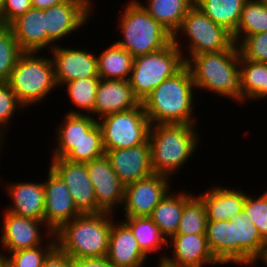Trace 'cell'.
<instances>
[{
    "label": "cell",
    "mask_w": 267,
    "mask_h": 267,
    "mask_svg": "<svg viewBox=\"0 0 267 267\" xmlns=\"http://www.w3.org/2000/svg\"><path fill=\"white\" fill-rule=\"evenodd\" d=\"M105 154L124 186L154 174L149 140L130 148L107 150Z\"/></svg>",
    "instance_id": "e0dca14e"
},
{
    "label": "cell",
    "mask_w": 267,
    "mask_h": 267,
    "mask_svg": "<svg viewBox=\"0 0 267 267\" xmlns=\"http://www.w3.org/2000/svg\"><path fill=\"white\" fill-rule=\"evenodd\" d=\"M97 123L101 128L104 151L144 144L151 125L142 103L136 108L105 115Z\"/></svg>",
    "instance_id": "9c48e42d"
},
{
    "label": "cell",
    "mask_w": 267,
    "mask_h": 267,
    "mask_svg": "<svg viewBox=\"0 0 267 267\" xmlns=\"http://www.w3.org/2000/svg\"><path fill=\"white\" fill-rule=\"evenodd\" d=\"M72 258L55 247L45 258L42 267H71Z\"/></svg>",
    "instance_id": "7bdbcfd3"
},
{
    "label": "cell",
    "mask_w": 267,
    "mask_h": 267,
    "mask_svg": "<svg viewBox=\"0 0 267 267\" xmlns=\"http://www.w3.org/2000/svg\"><path fill=\"white\" fill-rule=\"evenodd\" d=\"M88 176L93 185L97 206L103 212L116 213L124 202L125 186L114 172L109 158L103 156L86 163Z\"/></svg>",
    "instance_id": "5bb4252c"
},
{
    "label": "cell",
    "mask_w": 267,
    "mask_h": 267,
    "mask_svg": "<svg viewBox=\"0 0 267 267\" xmlns=\"http://www.w3.org/2000/svg\"><path fill=\"white\" fill-rule=\"evenodd\" d=\"M104 154L101 128L96 123L63 158L71 162L87 163Z\"/></svg>",
    "instance_id": "d590c367"
},
{
    "label": "cell",
    "mask_w": 267,
    "mask_h": 267,
    "mask_svg": "<svg viewBox=\"0 0 267 267\" xmlns=\"http://www.w3.org/2000/svg\"><path fill=\"white\" fill-rule=\"evenodd\" d=\"M240 71L243 102L267 99V63L240 58Z\"/></svg>",
    "instance_id": "1f68e13d"
},
{
    "label": "cell",
    "mask_w": 267,
    "mask_h": 267,
    "mask_svg": "<svg viewBox=\"0 0 267 267\" xmlns=\"http://www.w3.org/2000/svg\"><path fill=\"white\" fill-rule=\"evenodd\" d=\"M45 242L46 245L21 249L7 254L6 265L8 267H42L45 258L56 247L55 239H47Z\"/></svg>",
    "instance_id": "74e56055"
},
{
    "label": "cell",
    "mask_w": 267,
    "mask_h": 267,
    "mask_svg": "<svg viewBox=\"0 0 267 267\" xmlns=\"http://www.w3.org/2000/svg\"><path fill=\"white\" fill-rule=\"evenodd\" d=\"M141 250L148 256L167 247V238L150 217H124ZM165 246V247H163Z\"/></svg>",
    "instance_id": "4dcf8cb0"
},
{
    "label": "cell",
    "mask_w": 267,
    "mask_h": 267,
    "mask_svg": "<svg viewBox=\"0 0 267 267\" xmlns=\"http://www.w3.org/2000/svg\"><path fill=\"white\" fill-rule=\"evenodd\" d=\"M180 36L187 38V53L184 50V44L181 46ZM173 41L182 51L185 60L191 55L226 50L235 43L231 32L213 22L195 4L183 18L181 27L173 36Z\"/></svg>",
    "instance_id": "ba28073f"
},
{
    "label": "cell",
    "mask_w": 267,
    "mask_h": 267,
    "mask_svg": "<svg viewBox=\"0 0 267 267\" xmlns=\"http://www.w3.org/2000/svg\"><path fill=\"white\" fill-rule=\"evenodd\" d=\"M21 50L9 26L0 25V81H8Z\"/></svg>",
    "instance_id": "8d00e7d4"
},
{
    "label": "cell",
    "mask_w": 267,
    "mask_h": 267,
    "mask_svg": "<svg viewBox=\"0 0 267 267\" xmlns=\"http://www.w3.org/2000/svg\"><path fill=\"white\" fill-rule=\"evenodd\" d=\"M195 90L191 72L185 65L152 90L142 102L150 124H196L199 118L193 114L197 99Z\"/></svg>",
    "instance_id": "7a4b0ae2"
},
{
    "label": "cell",
    "mask_w": 267,
    "mask_h": 267,
    "mask_svg": "<svg viewBox=\"0 0 267 267\" xmlns=\"http://www.w3.org/2000/svg\"><path fill=\"white\" fill-rule=\"evenodd\" d=\"M6 0H0V15Z\"/></svg>",
    "instance_id": "f907efd6"
},
{
    "label": "cell",
    "mask_w": 267,
    "mask_h": 267,
    "mask_svg": "<svg viewBox=\"0 0 267 267\" xmlns=\"http://www.w3.org/2000/svg\"><path fill=\"white\" fill-rule=\"evenodd\" d=\"M71 267H114L105 257L72 258Z\"/></svg>",
    "instance_id": "ee69618b"
},
{
    "label": "cell",
    "mask_w": 267,
    "mask_h": 267,
    "mask_svg": "<svg viewBox=\"0 0 267 267\" xmlns=\"http://www.w3.org/2000/svg\"><path fill=\"white\" fill-rule=\"evenodd\" d=\"M92 0H65L43 10L45 14V29L47 32L48 52L57 46V41L78 32L87 24L94 11ZM92 6V7H91ZM56 41V42H55Z\"/></svg>",
    "instance_id": "30bf717a"
},
{
    "label": "cell",
    "mask_w": 267,
    "mask_h": 267,
    "mask_svg": "<svg viewBox=\"0 0 267 267\" xmlns=\"http://www.w3.org/2000/svg\"><path fill=\"white\" fill-rule=\"evenodd\" d=\"M50 168L68 187L77 210L81 214L103 212L98 206L95 191L88 176L86 163L71 162L64 158H51Z\"/></svg>",
    "instance_id": "4fadbf2b"
},
{
    "label": "cell",
    "mask_w": 267,
    "mask_h": 267,
    "mask_svg": "<svg viewBox=\"0 0 267 267\" xmlns=\"http://www.w3.org/2000/svg\"><path fill=\"white\" fill-rule=\"evenodd\" d=\"M134 57L115 42L97 55L100 79L129 80Z\"/></svg>",
    "instance_id": "83f0119b"
},
{
    "label": "cell",
    "mask_w": 267,
    "mask_h": 267,
    "mask_svg": "<svg viewBox=\"0 0 267 267\" xmlns=\"http://www.w3.org/2000/svg\"><path fill=\"white\" fill-rule=\"evenodd\" d=\"M176 193L170 190L150 215L167 240L176 234L184 209V192Z\"/></svg>",
    "instance_id": "f1b7e54d"
},
{
    "label": "cell",
    "mask_w": 267,
    "mask_h": 267,
    "mask_svg": "<svg viewBox=\"0 0 267 267\" xmlns=\"http://www.w3.org/2000/svg\"><path fill=\"white\" fill-rule=\"evenodd\" d=\"M228 188L215 185L210 190L197 194L205 205L208 220L230 221L243 210L246 192L239 188L237 190Z\"/></svg>",
    "instance_id": "cb8c5ba5"
},
{
    "label": "cell",
    "mask_w": 267,
    "mask_h": 267,
    "mask_svg": "<svg viewBox=\"0 0 267 267\" xmlns=\"http://www.w3.org/2000/svg\"><path fill=\"white\" fill-rule=\"evenodd\" d=\"M259 2H261L263 5L267 6V0H257Z\"/></svg>",
    "instance_id": "816d5d0a"
},
{
    "label": "cell",
    "mask_w": 267,
    "mask_h": 267,
    "mask_svg": "<svg viewBox=\"0 0 267 267\" xmlns=\"http://www.w3.org/2000/svg\"><path fill=\"white\" fill-rule=\"evenodd\" d=\"M231 221L235 223V264L257 267L255 265L265 256L267 243L244 210Z\"/></svg>",
    "instance_id": "d6986e66"
},
{
    "label": "cell",
    "mask_w": 267,
    "mask_h": 267,
    "mask_svg": "<svg viewBox=\"0 0 267 267\" xmlns=\"http://www.w3.org/2000/svg\"><path fill=\"white\" fill-rule=\"evenodd\" d=\"M7 82L25 109L43 102L58 87L52 59L38 52H24Z\"/></svg>",
    "instance_id": "8992f818"
},
{
    "label": "cell",
    "mask_w": 267,
    "mask_h": 267,
    "mask_svg": "<svg viewBox=\"0 0 267 267\" xmlns=\"http://www.w3.org/2000/svg\"><path fill=\"white\" fill-rule=\"evenodd\" d=\"M263 32H267V6L257 0H247L233 34L234 42L238 45L246 36Z\"/></svg>",
    "instance_id": "d6a6232c"
},
{
    "label": "cell",
    "mask_w": 267,
    "mask_h": 267,
    "mask_svg": "<svg viewBox=\"0 0 267 267\" xmlns=\"http://www.w3.org/2000/svg\"><path fill=\"white\" fill-rule=\"evenodd\" d=\"M247 0H195L199 7L213 22L223 26L232 35L237 30L241 12Z\"/></svg>",
    "instance_id": "f546056e"
},
{
    "label": "cell",
    "mask_w": 267,
    "mask_h": 267,
    "mask_svg": "<svg viewBox=\"0 0 267 267\" xmlns=\"http://www.w3.org/2000/svg\"><path fill=\"white\" fill-rule=\"evenodd\" d=\"M207 215L202 199L184 191V209L176 234H206Z\"/></svg>",
    "instance_id": "836d02e7"
},
{
    "label": "cell",
    "mask_w": 267,
    "mask_h": 267,
    "mask_svg": "<svg viewBox=\"0 0 267 267\" xmlns=\"http://www.w3.org/2000/svg\"><path fill=\"white\" fill-rule=\"evenodd\" d=\"M65 0H31L32 7L41 10L48 9L54 5L63 3Z\"/></svg>",
    "instance_id": "f6af8a7d"
},
{
    "label": "cell",
    "mask_w": 267,
    "mask_h": 267,
    "mask_svg": "<svg viewBox=\"0 0 267 267\" xmlns=\"http://www.w3.org/2000/svg\"><path fill=\"white\" fill-rule=\"evenodd\" d=\"M156 267H186V266L176 265L168 261L166 258H160L158 261V266Z\"/></svg>",
    "instance_id": "bcb514c9"
},
{
    "label": "cell",
    "mask_w": 267,
    "mask_h": 267,
    "mask_svg": "<svg viewBox=\"0 0 267 267\" xmlns=\"http://www.w3.org/2000/svg\"><path fill=\"white\" fill-rule=\"evenodd\" d=\"M49 52L58 88L69 81L99 77L97 55L92 51L57 45Z\"/></svg>",
    "instance_id": "9a60e30c"
},
{
    "label": "cell",
    "mask_w": 267,
    "mask_h": 267,
    "mask_svg": "<svg viewBox=\"0 0 267 267\" xmlns=\"http://www.w3.org/2000/svg\"><path fill=\"white\" fill-rule=\"evenodd\" d=\"M122 6L125 8L118 30L123 34V39L114 42L134 58L161 50L173 41V35L136 0H129Z\"/></svg>",
    "instance_id": "5b68a950"
},
{
    "label": "cell",
    "mask_w": 267,
    "mask_h": 267,
    "mask_svg": "<svg viewBox=\"0 0 267 267\" xmlns=\"http://www.w3.org/2000/svg\"><path fill=\"white\" fill-rule=\"evenodd\" d=\"M61 124L56 127V147L51 158H63L75 144L97 123L90 114L66 113Z\"/></svg>",
    "instance_id": "d4e9b609"
},
{
    "label": "cell",
    "mask_w": 267,
    "mask_h": 267,
    "mask_svg": "<svg viewBox=\"0 0 267 267\" xmlns=\"http://www.w3.org/2000/svg\"><path fill=\"white\" fill-rule=\"evenodd\" d=\"M11 205L5 210L18 216L44 221L45 190L43 182H18L6 185Z\"/></svg>",
    "instance_id": "7402d4cb"
},
{
    "label": "cell",
    "mask_w": 267,
    "mask_h": 267,
    "mask_svg": "<svg viewBox=\"0 0 267 267\" xmlns=\"http://www.w3.org/2000/svg\"><path fill=\"white\" fill-rule=\"evenodd\" d=\"M185 65L182 51L174 41L161 50L135 57L129 78L134 96L142 103L152 90Z\"/></svg>",
    "instance_id": "52a82bcc"
},
{
    "label": "cell",
    "mask_w": 267,
    "mask_h": 267,
    "mask_svg": "<svg viewBox=\"0 0 267 267\" xmlns=\"http://www.w3.org/2000/svg\"><path fill=\"white\" fill-rule=\"evenodd\" d=\"M170 182L172 178L168 176L152 174L127 184L122 205L123 217H150L153 209L171 190Z\"/></svg>",
    "instance_id": "8fae6325"
},
{
    "label": "cell",
    "mask_w": 267,
    "mask_h": 267,
    "mask_svg": "<svg viewBox=\"0 0 267 267\" xmlns=\"http://www.w3.org/2000/svg\"><path fill=\"white\" fill-rule=\"evenodd\" d=\"M136 1L174 36L195 0H146L145 5Z\"/></svg>",
    "instance_id": "4316f807"
},
{
    "label": "cell",
    "mask_w": 267,
    "mask_h": 267,
    "mask_svg": "<svg viewBox=\"0 0 267 267\" xmlns=\"http://www.w3.org/2000/svg\"><path fill=\"white\" fill-rule=\"evenodd\" d=\"M237 46L240 58L267 63V32L246 36Z\"/></svg>",
    "instance_id": "ab89813d"
},
{
    "label": "cell",
    "mask_w": 267,
    "mask_h": 267,
    "mask_svg": "<svg viewBox=\"0 0 267 267\" xmlns=\"http://www.w3.org/2000/svg\"><path fill=\"white\" fill-rule=\"evenodd\" d=\"M30 8L31 0H6L0 15V25L9 26Z\"/></svg>",
    "instance_id": "b9f144b4"
},
{
    "label": "cell",
    "mask_w": 267,
    "mask_h": 267,
    "mask_svg": "<svg viewBox=\"0 0 267 267\" xmlns=\"http://www.w3.org/2000/svg\"><path fill=\"white\" fill-rule=\"evenodd\" d=\"M2 215L3 222L1 227L3 228H1L0 244L3 246L2 249H4L5 255L21 249L44 245L43 241L46 239H55L53 232L42 220L18 216L7 210ZM42 226L43 229L46 227L45 236L40 230Z\"/></svg>",
    "instance_id": "7c38bea8"
},
{
    "label": "cell",
    "mask_w": 267,
    "mask_h": 267,
    "mask_svg": "<svg viewBox=\"0 0 267 267\" xmlns=\"http://www.w3.org/2000/svg\"><path fill=\"white\" fill-rule=\"evenodd\" d=\"M5 266H6V255L3 253V249L1 250L0 248V267H5Z\"/></svg>",
    "instance_id": "7dc6e473"
},
{
    "label": "cell",
    "mask_w": 267,
    "mask_h": 267,
    "mask_svg": "<svg viewBox=\"0 0 267 267\" xmlns=\"http://www.w3.org/2000/svg\"><path fill=\"white\" fill-rule=\"evenodd\" d=\"M106 257L114 267H144L149 256L141 250L130 228L121 220H113Z\"/></svg>",
    "instance_id": "44dd1931"
},
{
    "label": "cell",
    "mask_w": 267,
    "mask_h": 267,
    "mask_svg": "<svg viewBox=\"0 0 267 267\" xmlns=\"http://www.w3.org/2000/svg\"><path fill=\"white\" fill-rule=\"evenodd\" d=\"M185 62L197 90L243 103L240 52L236 43L219 52L191 55Z\"/></svg>",
    "instance_id": "6da1fadb"
},
{
    "label": "cell",
    "mask_w": 267,
    "mask_h": 267,
    "mask_svg": "<svg viewBox=\"0 0 267 267\" xmlns=\"http://www.w3.org/2000/svg\"><path fill=\"white\" fill-rule=\"evenodd\" d=\"M206 238L210 251L220 265L235 264L234 221H207Z\"/></svg>",
    "instance_id": "484cf974"
},
{
    "label": "cell",
    "mask_w": 267,
    "mask_h": 267,
    "mask_svg": "<svg viewBox=\"0 0 267 267\" xmlns=\"http://www.w3.org/2000/svg\"><path fill=\"white\" fill-rule=\"evenodd\" d=\"M5 138H6V134L0 131V154H1V148H4L2 146L4 145Z\"/></svg>",
    "instance_id": "c3c4849f"
},
{
    "label": "cell",
    "mask_w": 267,
    "mask_h": 267,
    "mask_svg": "<svg viewBox=\"0 0 267 267\" xmlns=\"http://www.w3.org/2000/svg\"><path fill=\"white\" fill-rule=\"evenodd\" d=\"M261 262H263V264L265 265V267H267V249H266V253L264 258L261 260Z\"/></svg>",
    "instance_id": "681fc988"
},
{
    "label": "cell",
    "mask_w": 267,
    "mask_h": 267,
    "mask_svg": "<svg viewBox=\"0 0 267 267\" xmlns=\"http://www.w3.org/2000/svg\"><path fill=\"white\" fill-rule=\"evenodd\" d=\"M196 125L198 124L150 125L148 140L154 174L172 178L187 164L201 140Z\"/></svg>",
    "instance_id": "3957f363"
},
{
    "label": "cell",
    "mask_w": 267,
    "mask_h": 267,
    "mask_svg": "<svg viewBox=\"0 0 267 267\" xmlns=\"http://www.w3.org/2000/svg\"><path fill=\"white\" fill-rule=\"evenodd\" d=\"M24 110L7 81H0V131L6 134L7 126L16 111ZM8 128V129H7Z\"/></svg>",
    "instance_id": "60d3db41"
},
{
    "label": "cell",
    "mask_w": 267,
    "mask_h": 267,
    "mask_svg": "<svg viewBox=\"0 0 267 267\" xmlns=\"http://www.w3.org/2000/svg\"><path fill=\"white\" fill-rule=\"evenodd\" d=\"M113 213L80 214L53 234L56 247L71 258L105 257L108 252Z\"/></svg>",
    "instance_id": "277c9868"
},
{
    "label": "cell",
    "mask_w": 267,
    "mask_h": 267,
    "mask_svg": "<svg viewBox=\"0 0 267 267\" xmlns=\"http://www.w3.org/2000/svg\"><path fill=\"white\" fill-rule=\"evenodd\" d=\"M140 101L134 96L129 80L100 79L93 117H101L136 108Z\"/></svg>",
    "instance_id": "ffe728a7"
},
{
    "label": "cell",
    "mask_w": 267,
    "mask_h": 267,
    "mask_svg": "<svg viewBox=\"0 0 267 267\" xmlns=\"http://www.w3.org/2000/svg\"><path fill=\"white\" fill-rule=\"evenodd\" d=\"M45 190L44 222L54 233L62 224L71 221L81 213L77 210L68 187L49 167Z\"/></svg>",
    "instance_id": "2e32d148"
},
{
    "label": "cell",
    "mask_w": 267,
    "mask_h": 267,
    "mask_svg": "<svg viewBox=\"0 0 267 267\" xmlns=\"http://www.w3.org/2000/svg\"><path fill=\"white\" fill-rule=\"evenodd\" d=\"M9 27L23 52L39 53L48 48L43 10L32 7L15 19Z\"/></svg>",
    "instance_id": "603a6c76"
},
{
    "label": "cell",
    "mask_w": 267,
    "mask_h": 267,
    "mask_svg": "<svg viewBox=\"0 0 267 267\" xmlns=\"http://www.w3.org/2000/svg\"><path fill=\"white\" fill-rule=\"evenodd\" d=\"M100 82V77H89L78 80H73L65 83L68 97L71 103L80 108L77 110H70L69 114H90L93 117V109L95 106V98L97 88ZM82 109V112H80Z\"/></svg>",
    "instance_id": "e575fe53"
},
{
    "label": "cell",
    "mask_w": 267,
    "mask_h": 267,
    "mask_svg": "<svg viewBox=\"0 0 267 267\" xmlns=\"http://www.w3.org/2000/svg\"><path fill=\"white\" fill-rule=\"evenodd\" d=\"M243 210L267 243V190L256 198L252 194H246Z\"/></svg>",
    "instance_id": "f35d334b"
},
{
    "label": "cell",
    "mask_w": 267,
    "mask_h": 267,
    "mask_svg": "<svg viewBox=\"0 0 267 267\" xmlns=\"http://www.w3.org/2000/svg\"><path fill=\"white\" fill-rule=\"evenodd\" d=\"M169 239L167 247L168 249L172 247L173 256L165 253L160 256L161 258L186 267H206V265L220 264L209 249L206 234H175Z\"/></svg>",
    "instance_id": "ac0fdd59"
}]
</instances>
